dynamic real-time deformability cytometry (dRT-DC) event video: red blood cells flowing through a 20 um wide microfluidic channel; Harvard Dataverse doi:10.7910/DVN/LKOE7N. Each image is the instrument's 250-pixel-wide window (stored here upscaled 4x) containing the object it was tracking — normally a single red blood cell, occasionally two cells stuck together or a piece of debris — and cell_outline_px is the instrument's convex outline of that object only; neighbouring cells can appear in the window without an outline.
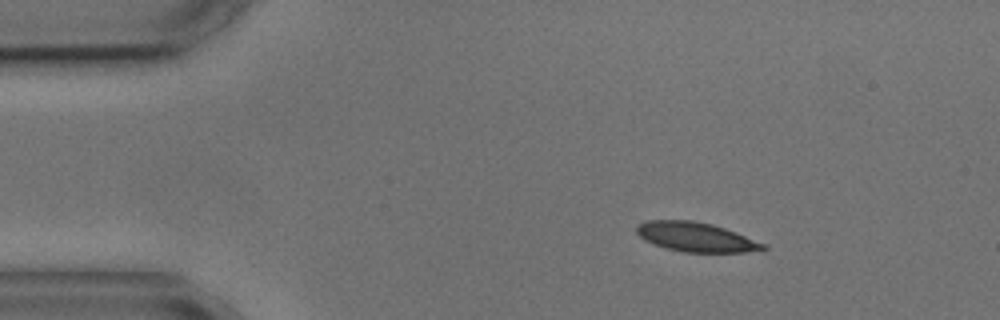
{"species": "common noctule bat (a hibernating species)", "species_latin": "Nyctalus noctula", "temperature_condition": "cold", "stored_images_in_passage": 3, "camera_frame_rate_fps": 3000, "um_per_image_px": 0.085, "animal": {"sex": "male", "body_mass_g": 17.9, "forearm_length_mm": 54.2}, "frame": {"image": 1, "passage_image": 1, "time_ms": 0.0, "image_size_px": [1000, 320], "cell_outline_px": [[768, 248], [744, 252], [684, 252], [668, 248], [644, 240], [636, 232], [636, 224], [648, 220], [692, 220], [712, 224], [736, 232], [764, 244]], "centroid_in_image_um": [59.11, 20.13], "position_along_channel_um": 25.9, "area_um2": 21.39}}